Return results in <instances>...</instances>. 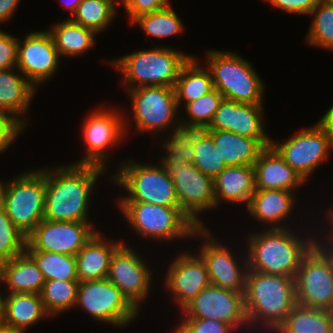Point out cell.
<instances>
[{"mask_svg":"<svg viewBox=\"0 0 333 333\" xmlns=\"http://www.w3.org/2000/svg\"><path fill=\"white\" fill-rule=\"evenodd\" d=\"M211 232L207 227H198L192 235L195 240L200 237L203 240L196 252L206 263L210 283L222 289L244 293L248 271L247 254L241 257Z\"/></svg>","mask_w":333,"mask_h":333,"instance_id":"12","label":"cell"},{"mask_svg":"<svg viewBox=\"0 0 333 333\" xmlns=\"http://www.w3.org/2000/svg\"><path fill=\"white\" fill-rule=\"evenodd\" d=\"M192 252L183 250L178 253L162 278L165 279V291L169 292L180 311L211 284L206 263L197 252Z\"/></svg>","mask_w":333,"mask_h":333,"instance_id":"20","label":"cell"},{"mask_svg":"<svg viewBox=\"0 0 333 333\" xmlns=\"http://www.w3.org/2000/svg\"><path fill=\"white\" fill-rule=\"evenodd\" d=\"M0 180V205L13 224L28 236L44 219L46 177L39 169Z\"/></svg>","mask_w":333,"mask_h":333,"instance_id":"7","label":"cell"},{"mask_svg":"<svg viewBox=\"0 0 333 333\" xmlns=\"http://www.w3.org/2000/svg\"><path fill=\"white\" fill-rule=\"evenodd\" d=\"M44 283L42 272L26 251L0 265V287L7 292L40 294Z\"/></svg>","mask_w":333,"mask_h":333,"instance_id":"28","label":"cell"},{"mask_svg":"<svg viewBox=\"0 0 333 333\" xmlns=\"http://www.w3.org/2000/svg\"><path fill=\"white\" fill-rule=\"evenodd\" d=\"M122 109L102 104L101 107L90 110L81 125V140L86 146V154L75 164L96 165L109 170L110 150L123 142L129 135V129L131 130L129 124H133Z\"/></svg>","mask_w":333,"mask_h":333,"instance_id":"9","label":"cell"},{"mask_svg":"<svg viewBox=\"0 0 333 333\" xmlns=\"http://www.w3.org/2000/svg\"><path fill=\"white\" fill-rule=\"evenodd\" d=\"M199 62L198 57H191L180 70L174 87L179 111L180 107L183 109L181 105L185 106L215 89L210 71Z\"/></svg>","mask_w":333,"mask_h":333,"instance_id":"31","label":"cell"},{"mask_svg":"<svg viewBox=\"0 0 333 333\" xmlns=\"http://www.w3.org/2000/svg\"><path fill=\"white\" fill-rule=\"evenodd\" d=\"M0 333H23V332H17V331H10V330H7V329H1L0 330Z\"/></svg>","mask_w":333,"mask_h":333,"instance_id":"54","label":"cell"},{"mask_svg":"<svg viewBox=\"0 0 333 333\" xmlns=\"http://www.w3.org/2000/svg\"><path fill=\"white\" fill-rule=\"evenodd\" d=\"M81 0H63L61 3V6L63 5V9L69 11L71 13V16L75 13L77 6L80 4Z\"/></svg>","mask_w":333,"mask_h":333,"instance_id":"50","label":"cell"},{"mask_svg":"<svg viewBox=\"0 0 333 333\" xmlns=\"http://www.w3.org/2000/svg\"><path fill=\"white\" fill-rule=\"evenodd\" d=\"M42 272L45 281H78L76 258L73 255L47 251H26Z\"/></svg>","mask_w":333,"mask_h":333,"instance_id":"37","label":"cell"},{"mask_svg":"<svg viewBox=\"0 0 333 333\" xmlns=\"http://www.w3.org/2000/svg\"><path fill=\"white\" fill-rule=\"evenodd\" d=\"M318 229L322 228L317 227L315 245L327 256L333 268V236L327 229H322L323 233H319Z\"/></svg>","mask_w":333,"mask_h":333,"instance_id":"47","label":"cell"},{"mask_svg":"<svg viewBox=\"0 0 333 333\" xmlns=\"http://www.w3.org/2000/svg\"><path fill=\"white\" fill-rule=\"evenodd\" d=\"M296 200V193L292 191L256 190L246 208L248 215L256 222L259 221L257 223L263 225V228H291L287 220L291 216L293 219Z\"/></svg>","mask_w":333,"mask_h":333,"instance_id":"22","label":"cell"},{"mask_svg":"<svg viewBox=\"0 0 333 333\" xmlns=\"http://www.w3.org/2000/svg\"><path fill=\"white\" fill-rule=\"evenodd\" d=\"M192 164L206 176L214 179L227 166L221 159L219 148L213 138L203 130L195 141Z\"/></svg>","mask_w":333,"mask_h":333,"instance_id":"40","label":"cell"},{"mask_svg":"<svg viewBox=\"0 0 333 333\" xmlns=\"http://www.w3.org/2000/svg\"><path fill=\"white\" fill-rule=\"evenodd\" d=\"M206 68L214 88L224 99L246 104H264L265 82L251 62L237 52L208 49Z\"/></svg>","mask_w":333,"mask_h":333,"instance_id":"5","label":"cell"},{"mask_svg":"<svg viewBox=\"0 0 333 333\" xmlns=\"http://www.w3.org/2000/svg\"><path fill=\"white\" fill-rule=\"evenodd\" d=\"M256 190H288L297 192L306 184L270 145L266 147L254 163Z\"/></svg>","mask_w":333,"mask_h":333,"instance_id":"23","label":"cell"},{"mask_svg":"<svg viewBox=\"0 0 333 333\" xmlns=\"http://www.w3.org/2000/svg\"><path fill=\"white\" fill-rule=\"evenodd\" d=\"M134 247L122 243L113 253L107 279L115 284L128 301L141 312L154 280L153 270Z\"/></svg>","mask_w":333,"mask_h":333,"instance_id":"16","label":"cell"},{"mask_svg":"<svg viewBox=\"0 0 333 333\" xmlns=\"http://www.w3.org/2000/svg\"><path fill=\"white\" fill-rule=\"evenodd\" d=\"M38 169L46 177L44 220L93 222L89 216L91 197L106 169L75 163Z\"/></svg>","mask_w":333,"mask_h":333,"instance_id":"1","label":"cell"},{"mask_svg":"<svg viewBox=\"0 0 333 333\" xmlns=\"http://www.w3.org/2000/svg\"><path fill=\"white\" fill-rule=\"evenodd\" d=\"M256 192L254 166H228L214 178L216 208L221 202L245 204Z\"/></svg>","mask_w":333,"mask_h":333,"instance_id":"27","label":"cell"},{"mask_svg":"<svg viewBox=\"0 0 333 333\" xmlns=\"http://www.w3.org/2000/svg\"><path fill=\"white\" fill-rule=\"evenodd\" d=\"M294 279L297 304L309 308H330L333 268L316 245L304 256Z\"/></svg>","mask_w":333,"mask_h":333,"instance_id":"17","label":"cell"},{"mask_svg":"<svg viewBox=\"0 0 333 333\" xmlns=\"http://www.w3.org/2000/svg\"><path fill=\"white\" fill-rule=\"evenodd\" d=\"M25 128L27 129L26 125L17 117L0 113V154L15 143L16 138L25 132Z\"/></svg>","mask_w":333,"mask_h":333,"instance_id":"43","label":"cell"},{"mask_svg":"<svg viewBox=\"0 0 333 333\" xmlns=\"http://www.w3.org/2000/svg\"><path fill=\"white\" fill-rule=\"evenodd\" d=\"M126 223L144 239L156 242L192 239L198 228L180 209L145 202H116Z\"/></svg>","mask_w":333,"mask_h":333,"instance_id":"8","label":"cell"},{"mask_svg":"<svg viewBox=\"0 0 333 333\" xmlns=\"http://www.w3.org/2000/svg\"><path fill=\"white\" fill-rule=\"evenodd\" d=\"M113 6L116 8V6H120L125 8L130 2L131 0H111Z\"/></svg>","mask_w":333,"mask_h":333,"instance_id":"53","label":"cell"},{"mask_svg":"<svg viewBox=\"0 0 333 333\" xmlns=\"http://www.w3.org/2000/svg\"><path fill=\"white\" fill-rule=\"evenodd\" d=\"M60 60L53 38L47 29L30 31L21 40L18 39L16 68L36 88L55 76Z\"/></svg>","mask_w":333,"mask_h":333,"instance_id":"19","label":"cell"},{"mask_svg":"<svg viewBox=\"0 0 333 333\" xmlns=\"http://www.w3.org/2000/svg\"><path fill=\"white\" fill-rule=\"evenodd\" d=\"M271 145L305 182L318 166L329 159L331 150L333 152V139L317 123L302 127L284 140L272 138Z\"/></svg>","mask_w":333,"mask_h":333,"instance_id":"14","label":"cell"},{"mask_svg":"<svg viewBox=\"0 0 333 333\" xmlns=\"http://www.w3.org/2000/svg\"><path fill=\"white\" fill-rule=\"evenodd\" d=\"M18 37L0 29V70L16 68Z\"/></svg>","mask_w":333,"mask_h":333,"instance_id":"44","label":"cell"},{"mask_svg":"<svg viewBox=\"0 0 333 333\" xmlns=\"http://www.w3.org/2000/svg\"><path fill=\"white\" fill-rule=\"evenodd\" d=\"M47 31L61 58L79 57L93 49L96 43L97 34L93 30L76 24L69 18L54 23Z\"/></svg>","mask_w":333,"mask_h":333,"instance_id":"30","label":"cell"},{"mask_svg":"<svg viewBox=\"0 0 333 333\" xmlns=\"http://www.w3.org/2000/svg\"><path fill=\"white\" fill-rule=\"evenodd\" d=\"M286 14L308 16L319 0H264Z\"/></svg>","mask_w":333,"mask_h":333,"instance_id":"46","label":"cell"},{"mask_svg":"<svg viewBox=\"0 0 333 333\" xmlns=\"http://www.w3.org/2000/svg\"><path fill=\"white\" fill-rule=\"evenodd\" d=\"M0 330L3 329V293L1 292L2 287H0Z\"/></svg>","mask_w":333,"mask_h":333,"instance_id":"52","label":"cell"},{"mask_svg":"<svg viewBox=\"0 0 333 333\" xmlns=\"http://www.w3.org/2000/svg\"><path fill=\"white\" fill-rule=\"evenodd\" d=\"M79 281L48 280L40 293L45 311L50 317L75 308Z\"/></svg>","mask_w":333,"mask_h":333,"instance_id":"36","label":"cell"},{"mask_svg":"<svg viewBox=\"0 0 333 333\" xmlns=\"http://www.w3.org/2000/svg\"><path fill=\"white\" fill-rule=\"evenodd\" d=\"M20 2L21 0H0V24L9 22L15 16V10Z\"/></svg>","mask_w":333,"mask_h":333,"instance_id":"48","label":"cell"},{"mask_svg":"<svg viewBox=\"0 0 333 333\" xmlns=\"http://www.w3.org/2000/svg\"><path fill=\"white\" fill-rule=\"evenodd\" d=\"M179 314L182 316L181 318L212 319L225 322L237 333L241 330L250 333L244 293L222 289L212 284L201 290Z\"/></svg>","mask_w":333,"mask_h":333,"instance_id":"15","label":"cell"},{"mask_svg":"<svg viewBox=\"0 0 333 333\" xmlns=\"http://www.w3.org/2000/svg\"><path fill=\"white\" fill-rule=\"evenodd\" d=\"M309 16L312 20L306 43L333 52V4L329 0H319Z\"/></svg>","mask_w":333,"mask_h":333,"instance_id":"38","label":"cell"},{"mask_svg":"<svg viewBox=\"0 0 333 333\" xmlns=\"http://www.w3.org/2000/svg\"><path fill=\"white\" fill-rule=\"evenodd\" d=\"M109 176L110 182L121 187L122 196L117 202H145L167 207H180L173 180L159 162L142 163L127 159ZM125 194V195H124Z\"/></svg>","mask_w":333,"mask_h":333,"instance_id":"6","label":"cell"},{"mask_svg":"<svg viewBox=\"0 0 333 333\" xmlns=\"http://www.w3.org/2000/svg\"><path fill=\"white\" fill-rule=\"evenodd\" d=\"M36 91L37 88L19 69L0 70V113L15 116L28 127L25 115Z\"/></svg>","mask_w":333,"mask_h":333,"instance_id":"25","label":"cell"},{"mask_svg":"<svg viewBox=\"0 0 333 333\" xmlns=\"http://www.w3.org/2000/svg\"><path fill=\"white\" fill-rule=\"evenodd\" d=\"M173 328V333H236L228 323L212 319L181 318Z\"/></svg>","mask_w":333,"mask_h":333,"instance_id":"42","label":"cell"},{"mask_svg":"<svg viewBox=\"0 0 333 333\" xmlns=\"http://www.w3.org/2000/svg\"><path fill=\"white\" fill-rule=\"evenodd\" d=\"M5 292L6 290L3 292L4 329L27 333L32 325L50 317L40 294Z\"/></svg>","mask_w":333,"mask_h":333,"instance_id":"26","label":"cell"},{"mask_svg":"<svg viewBox=\"0 0 333 333\" xmlns=\"http://www.w3.org/2000/svg\"><path fill=\"white\" fill-rule=\"evenodd\" d=\"M160 165L165 174L173 180L180 209L197 227H206L200 216L216 209L214 179L186 160Z\"/></svg>","mask_w":333,"mask_h":333,"instance_id":"13","label":"cell"},{"mask_svg":"<svg viewBox=\"0 0 333 333\" xmlns=\"http://www.w3.org/2000/svg\"><path fill=\"white\" fill-rule=\"evenodd\" d=\"M223 99L221 92L214 89L197 100L187 103L183 108L188 117L181 116L180 112V125L206 129Z\"/></svg>","mask_w":333,"mask_h":333,"instance_id":"39","label":"cell"},{"mask_svg":"<svg viewBox=\"0 0 333 333\" xmlns=\"http://www.w3.org/2000/svg\"><path fill=\"white\" fill-rule=\"evenodd\" d=\"M204 129L199 127H187L179 125L171 129L167 136L161 137L159 144L162 147L164 155L160 158L159 164H172L177 161L186 160L190 163L194 159V145L197 136ZM167 137V138H166Z\"/></svg>","mask_w":333,"mask_h":333,"instance_id":"33","label":"cell"},{"mask_svg":"<svg viewBox=\"0 0 333 333\" xmlns=\"http://www.w3.org/2000/svg\"><path fill=\"white\" fill-rule=\"evenodd\" d=\"M244 301L250 331L274 333L297 305L295 279L248 270Z\"/></svg>","mask_w":333,"mask_h":333,"instance_id":"3","label":"cell"},{"mask_svg":"<svg viewBox=\"0 0 333 333\" xmlns=\"http://www.w3.org/2000/svg\"><path fill=\"white\" fill-rule=\"evenodd\" d=\"M194 55L168 46L140 49L111 61L102 60L118 70L123 77L124 90L143 86H166L174 88L181 68ZM105 61V62H104Z\"/></svg>","mask_w":333,"mask_h":333,"instance_id":"4","label":"cell"},{"mask_svg":"<svg viewBox=\"0 0 333 333\" xmlns=\"http://www.w3.org/2000/svg\"><path fill=\"white\" fill-rule=\"evenodd\" d=\"M328 312L333 316V297H332L331 305H330V308L328 309Z\"/></svg>","mask_w":333,"mask_h":333,"instance_id":"55","label":"cell"},{"mask_svg":"<svg viewBox=\"0 0 333 333\" xmlns=\"http://www.w3.org/2000/svg\"><path fill=\"white\" fill-rule=\"evenodd\" d=\"M274 333H333V316L326 309L297 304Z\"/></svg>","mask_w":333,"mask_h":333,"instance_id":"32","label":"cell"},{"mask_svg":"<svg viewBox=\"0 0 333 333\" xmlns=\"http://www.w3.org/2000/svg\"><path fill=\"white\" fill-rule=\"evenodd\" d=\"M219 148L221 159L228 166H254L266 148L259 140L241 136L231 131L205 130Z\"/></svg>","mask_w":333,"mask_h":333,"instance_id":"29","label":"cell"},{"mask_svg":"<svg viewBox=\"0 0 333 333\" xmlns=\"http://www.w3.org/2000/svg\"><path fill=\"white\" fill-rule=\"evenodd\" d=\"M111 0H81L75 13L69 19L85 28L93 30L97 35L112 25L117 14Z\"/></svg>","mask_w":333,"mask_h":333,"instance_id":"35","label":"cell"},{"mask_svg":"<svg viewBox=\"0 0 333 333\" xmlns=\"http://www.w3.org/2000/svg\"><path fill=\"white\" fill-rule=\"evenodd\" d=\"M104 234L97 231L75 255L79 282L107 278L111 257L123 241L107 239Z\"/></svg>","mask_w":333,"mask_h":333,"instance_id":"24","label":"cell"},{"mask_svg":"<svg viewBox=\"0 0 333 333\" xmlns=\"http://www.w3.org/2000/svg\"><path fill=\"white\" fill-rule=\"evenodd\" d=\"M178 15L174 8L169 5L162 10L138 16L130 25L140 26L147 37L169 38L179 35L185 30Z\"/></svg>","mask_w":333,"mask_h":333,"instance_id":"34","label":"cell"},{"mask_svg":"<svg viewBox=\"0 0 333 333\" xmlns=\"http://www.w3.org/2000/svg\"><path fill=\"white\" fill-rule=\"evenodd\" d=\"M316 123L333 139V103Z\"/></svg>","mask_w":333,"mask_h":333,"instance_id":"49","label":"cell"},{"mask_svg":"<svg viewBox=\"0 0 333 333\" xmlns=\"http://www.w3.org/2000/svg\"><path fill=\"white\" fill-rule=\"evenodd\" d=\"M94 223L42 220L26 238L25 251L75 256L98 231Z\"/></svg>","mask_w":333,"mask_h":333,"instance_id":"18","label":"cell"},{"mask_svg":"<svg viewBox=\"0 0 333 333\" xmlns=\"http://www.w3.org/2000/svg\"><path fill=\"white\" fill-rule=\"evenodd\" d=\"M26 238L0 205V265L25 252Z\"/></svg>","mask_w":333,"mask_h":333,"instance_id":"41","label":"cell"},{"mask_svg":"<svg viewBox=\"0 0 333 333\" xmlns=\"http://www.w3.org/2000/svg\"><path fill=\"white\" fill-rule=\"evenodd\" d=\"M76 307L89 314L97 323L109 324L115 328L127 327L140 314L107 278L79 282Z\"/></svg>","mask_w":333,"mask_h":333,"instance_id":"11","label":"cell"},{"mask_svg":"<svg viewBox=\"0 0 333 333\" xmlns=\"http://www.w3.org/2000/svg\"><path fill=\"white\" fill-rule=\"evenodd\" d=\"M325 211L326 212L328 211V212L325 214V216H322V218L326 217L328 219L325 218V220H327V222H325L323 224H327L328 223V226L321 225V227L324 226L325 229H328L327 231L333 236V207L331 206L327 210L325 209ZM326 227H328V228H326Z\"/></svg>","mask_w":333,"mask_h":333,"instance_id":"51","label":"cell"},{"mask_svg":"<svg viewBox=\"0 0 333 333\" xmlns=\"http://www.w3.org/2000/svg\"><path fill=\"white\" fill-rule=\"evenodd\" d=\"M131 100L135 133H150L154 139L162 132L180 125V111L175 89L166 86H143L126 91ZM152 134V135H151Z\"/></svg>","mask_w":333,"mask_h":333,"instance_id":"10","label":"cell"},{"mask_svg":"<svg viewBox=\"0 0 333 333\" xmlns=\"http://www.w3.org/2000/svg\"><path fill=\"white\" fill-rule=\"evenodd\" d=\"M309 229L307 234L304 229L301 233L299 227L295 231L292 227L265 228L248 233L244 248L248 270L295 278L304 256L315 245L317 230Z\"/></svg>","mask_w":333,"mask_h":333,"instance_id":"2","label":"cell"},{"mask_svg":"<svg viewBox=\"0 0 333 333\" xmlns=\"http://www.w3.org/2000/svg\"><path fill=\"white\" fill-rule=\"evenodd\" d=\"M264 109V104H246L223 99L209 126L204 130L231 131L257 139L265 147H269L272 139L267 134L263 121Z\"/></svg>","mask_w":333,"mask_h":333,"instance_id":"21","label":"cell"},{"mask_svg":"<svg viewBox=\"0 0 333 333\" xmlns=\"http://www.w3.org/2000/svg\"><path fill=\"white\" fill-rule=\"evenodd\" d=\"M171 0H131L124 8L129 22L131 23L138 16L153 13L171 5Z\"/></svg>","mask_w":333,"mask_h":333,"instance_id":"45","label":"cell"}]
</instances>
